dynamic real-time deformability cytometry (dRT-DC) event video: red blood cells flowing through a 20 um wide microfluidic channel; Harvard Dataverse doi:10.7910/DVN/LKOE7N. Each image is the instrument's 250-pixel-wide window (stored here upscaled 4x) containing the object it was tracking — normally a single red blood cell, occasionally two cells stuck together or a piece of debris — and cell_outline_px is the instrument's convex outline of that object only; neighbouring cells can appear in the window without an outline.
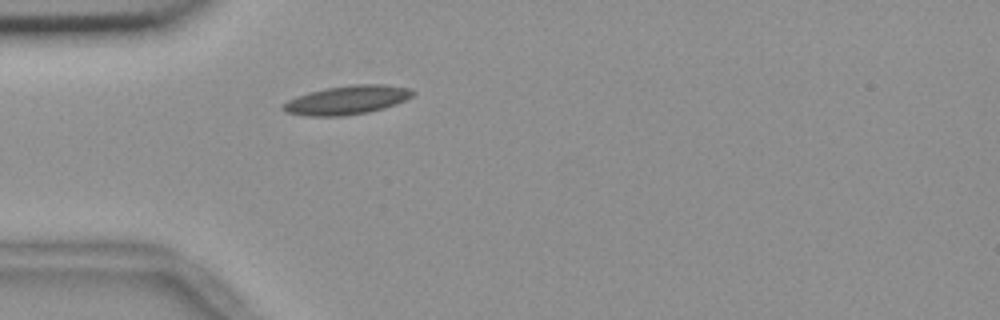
{"species": "common noctule bat (a hibernating species)", "species_latin": "Nyctalus noctula", "temperature_condition": "room temperature", "stored_images_in_passage": 2, "camera_frame_rate_fps": 3000, "um_per_image_px": 0.085, "animal": {"sex": "female", "body_mass_g": 18.4}, "frame": {"image": 1, "passage_image": 2, "time_ms": 0.333, "image_size_px": [1000, 320], "cell_outline_px": [[416, 92], [412, 96], [396, 104], [384, 108], [368, 112], [344, 116], [304, 116], [284, 112], [280, 108], [280, 104], [296, 96], [308, 92], [324, 88], [356, 84], [384, 84], [412, 88]], "centroid_in_image_um": [29.46, 8.5], "position_along_channel_um": 55.5, "area_um2": 22.14}}